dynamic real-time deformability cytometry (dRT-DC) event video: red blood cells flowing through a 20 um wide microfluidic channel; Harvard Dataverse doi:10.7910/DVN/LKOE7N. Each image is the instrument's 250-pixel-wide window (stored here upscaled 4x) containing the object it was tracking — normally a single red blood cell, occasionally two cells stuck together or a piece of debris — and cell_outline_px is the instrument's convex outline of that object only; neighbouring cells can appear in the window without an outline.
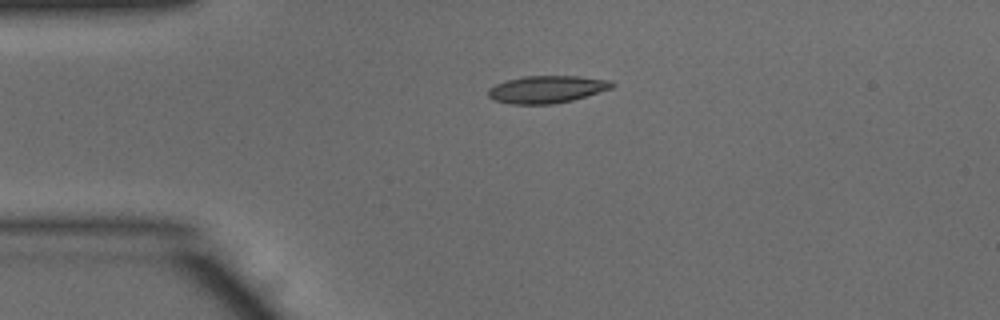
{"species": "common noctule bat (a hibernating species)", "species_latin": "Nyctalus noctula", "temperature_condition": "warm", "stored_images_in_passage": 32, "camera_frame_rate_fps": 3000, "um_per_image_px": 0.085, "animal": {"sex": "male", "body_mass_g": 15.6}, "frame": {"image": 1, "passage_image": 1, "time_ms": 0.0, "image_size_px": [1000, 320], "cell_outline_px": [[616, 84], [612, 88], [572, 100], [552, 104], [512, 104], [496, 100], [488, 96], [488, 88], [496, 84], [508, 80], [524, 76], [580, 76], [612, 80]], "centroid_in_image_um": [46.51, 7.58], "position_along_channel_um": 38.5, "area_um2": 19.65}}
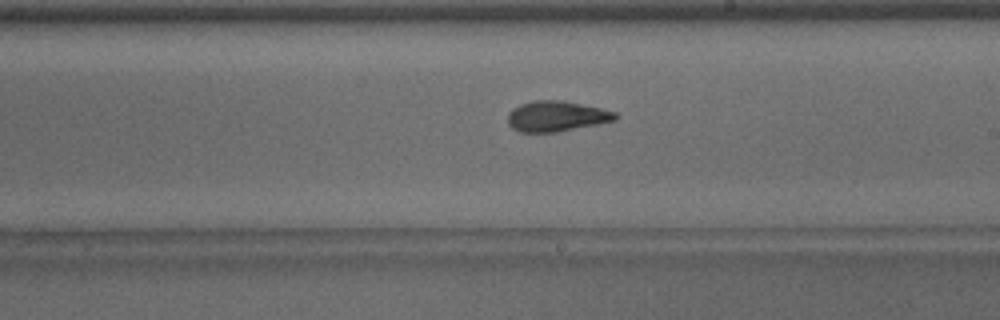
{"frame": {"image": 2, "passage_image": 18, "time_ms": 5.667, "image_size_px": [1000, 320], "cell_outline_px": [[620, 116], [616, 120], [556, 132], [520, 132], [512, 128], [508, 124], [508, 112], [512, 108], [520, 104], [532, 100], [564, 100], [600, 108], [616, 112]], "centroid_in_image_um": [47.28, 9.87], "position_along_channel_um": 241.7, "area_um2": 19.19}}
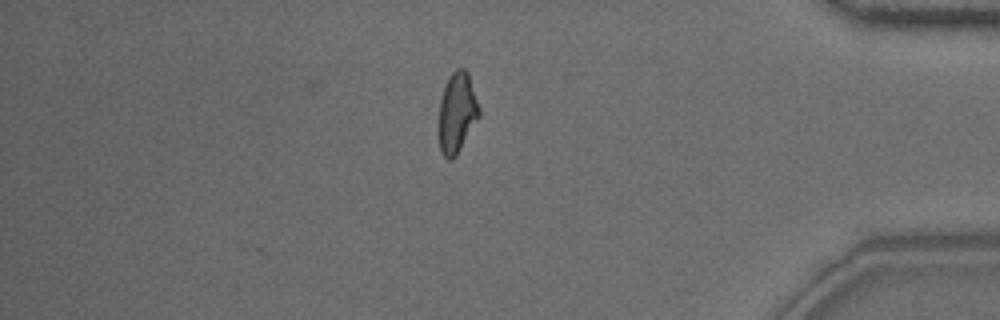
{"frame": {"image": 3, "passage_image": 32, "time_ms": 10.333, "image_size_px": [1000, 320], "cell_outline_px": [[480, 116], [456, 156], [452, 160], [448, 160], [440, 152], [440, 100], [448, 76], [456, 68], [464, 68], [468, 72], [480, 108]], "centroid_in_image_um": [38.87, 9.56], "position_along_channel_um": 396.3, "area_um2": 18.79}, "authors_computed_cell_mechanics": {"area_um2": 18.785, "velocity_mm_per_s": 4.039, "shape_relaxation_time_tau1_ms": 7.5068, "shape_relaxation_time_tau2_ms": 2.0677, "deformation_change_tau1": 0.2335, "deformation_change_tau2": 0.0922}}